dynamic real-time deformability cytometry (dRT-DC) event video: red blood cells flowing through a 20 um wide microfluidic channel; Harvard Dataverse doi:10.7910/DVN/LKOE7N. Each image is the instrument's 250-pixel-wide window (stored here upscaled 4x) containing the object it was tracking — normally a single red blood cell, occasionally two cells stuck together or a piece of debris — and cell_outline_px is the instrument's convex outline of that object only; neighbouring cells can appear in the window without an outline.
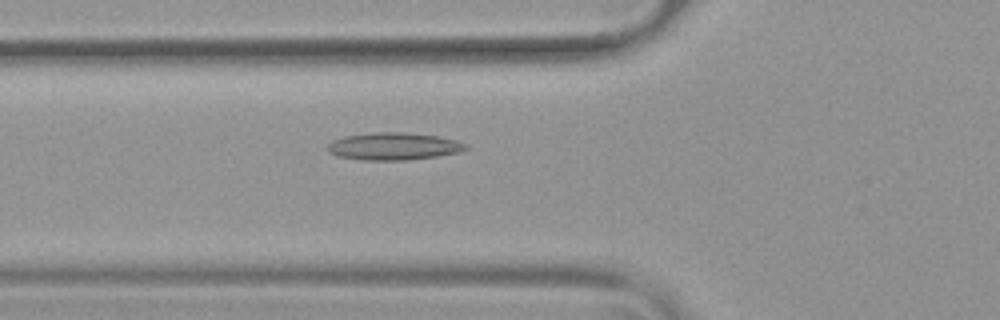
{"species": "common noctule bat (a hibernating species)", "species_latin": "Nyctalus noctula", "temperature_condition": "warm", "stored_images_in_passage": 54, "camera_frame_rate_fps": 3000, "um_per_image_px": 0.085, "animal": {"sex": "female", "body_mass_g": 19.9}, "frame": {"image": 1, "passage_image": 20, "time_ms": 6.333, "image_size_px": [1000, 320], "cell_outline_px": [[468, 148], [460, 152], [436, 156], [408, 160], [364, 160], [336, 156], [328, 152], [324, 148], [332, 140], [344, 136], [372, 132], [404, 132], [436, 136], [456, 140], [468, 144]], "centroid_in_image_um": [33.41, 12.43], "position_along_channel_um": 92.4, "area_um2": 22.25}}
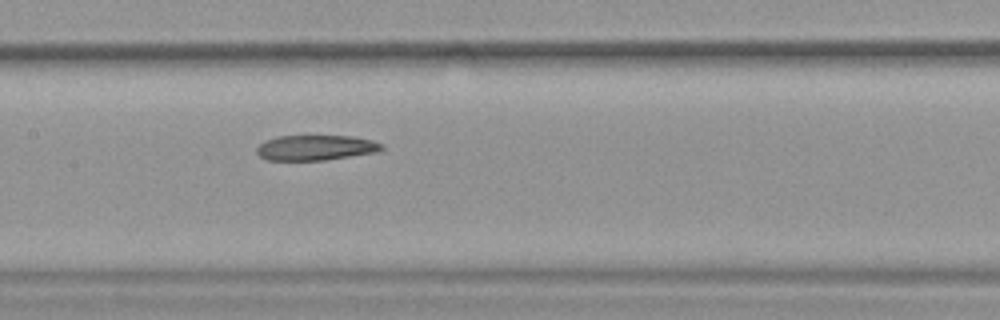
{"frame": {"image": 2, "passage_image": 27, "time_ms": 8.667, "image_size_px": [1000, 320], "cell_outline_px": [[384, 148], [376, 152], [324, 160], [268, 160], [260, 156], [256, 152], [256, 148], [264, 140], [276, 136], [352, 136], [372, 140], [384, 144]], "centroid_in_image_um": [26.82, 12.54], "position_along_channel_um": 180.6, "area_um2": 18.38}}
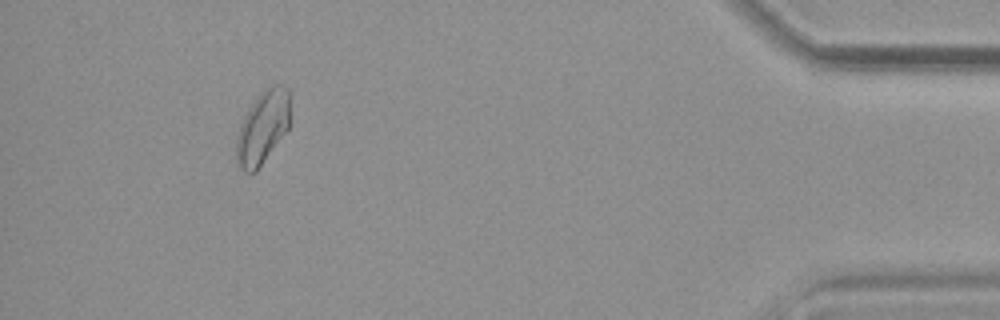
{"frame": {"image": 3, "passage_image": 50, "time_ms": 16.333, "image_size_px": [1000, 320], "cell_outline_px": [[292, 92], [288, 128], [256, 172], [244, 172], [236, 168], [236, 136], [240, 124], [248, 108], [260, 92], [264, 88], [272, 84], [284, 84]], "centroid_in_image_um": [22.33, 10.78], "position_along_channel_um": 412.9, "area_um2": 23.52}, "authors_computed_cell_mechanics": {"area_um2": 21.3571, "velocity_mm_per_s": 3.7784, "shape_relaxation_time_tau1_ms": null, "shape_relaxation_time_tau2_ms": 9.0149, "deformation_change_tau1": null, "deformation_change_tau2": 0.1819}}